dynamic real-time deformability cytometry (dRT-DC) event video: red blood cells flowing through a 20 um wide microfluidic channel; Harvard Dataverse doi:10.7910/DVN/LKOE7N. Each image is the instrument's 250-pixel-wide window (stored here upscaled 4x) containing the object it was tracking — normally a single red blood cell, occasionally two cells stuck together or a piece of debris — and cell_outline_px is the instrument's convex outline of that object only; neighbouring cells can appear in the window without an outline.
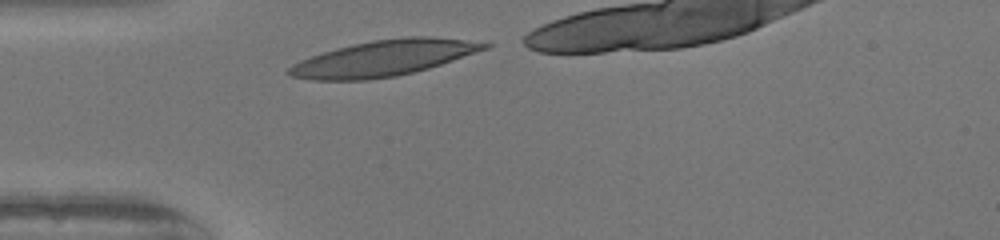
{"species": "human", "species_latin": "Homo sapiens", "temperature_condition": "warm", "stored_images_in_passage": 28, "segment_of_instrument_passage": [1, 2], "camera_frame_rate_fps": 3000, "um_per_image_px": 0.085, "donor": {"sex": "female"}, "frame": {"image": 1, "passage_image": 1, "time_ms": 0.0, "image_size_px": [1000, 240], "cell_outline_px": [[496, 44], [488, 48], [428, 68], [396, 76], [368, 80], [308, 80], [288, 76], [284, 72], [292, 64], [300, 60], [336, 48], [352, 44], [372, 40], [412, 36], [432, 36]], "centroid_in_image_um": [32.55, 4.95], "position_along_channel_um": 52.5, "area_um2": 40.69}}
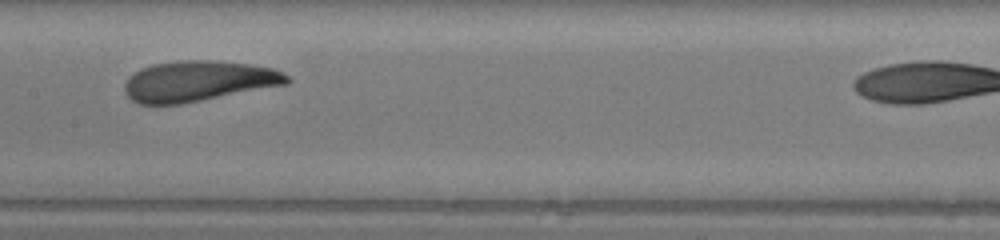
{"frame": {"image": 2, "passage_image": 12, "time_ms": 3.667, "image_size_px": [1000, 240], "cell_outline_px": [[292, 80], [288, 84], [180, 104], [140, 104], [132, 100], [124, 92], [124, 84], [128, 76], [140, 68], [152, 64], [180, 60], [216, 60], [248, 64], [272, 68], [284, 72]], "centroid_in_image_um": [16.85, 6.88], "position_along_channel_um": 190.6, "area_um2": 38.55}}
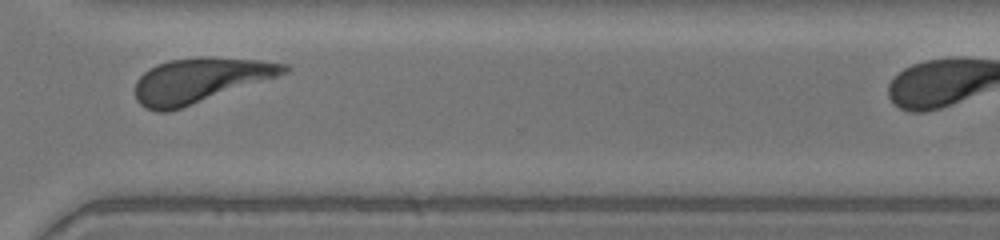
{"frame": {"image": 3, "passage_image": 24, "time_ms": 7.667, "image_size_px": [1000, 240], "cell_outline_px": [[292, 68], [288, 72], [168, 112], [156, 112], [144, 108], [136, 100], [136, 80], [148, 68], [156, 64], [172, 60], [196, 56], [208, 56], [260, 60], [288, 64]], "centroid_in_image_um": [16.96, 6.8], "position_along_channel_um": 353.6, "area_um2": 38.49}}